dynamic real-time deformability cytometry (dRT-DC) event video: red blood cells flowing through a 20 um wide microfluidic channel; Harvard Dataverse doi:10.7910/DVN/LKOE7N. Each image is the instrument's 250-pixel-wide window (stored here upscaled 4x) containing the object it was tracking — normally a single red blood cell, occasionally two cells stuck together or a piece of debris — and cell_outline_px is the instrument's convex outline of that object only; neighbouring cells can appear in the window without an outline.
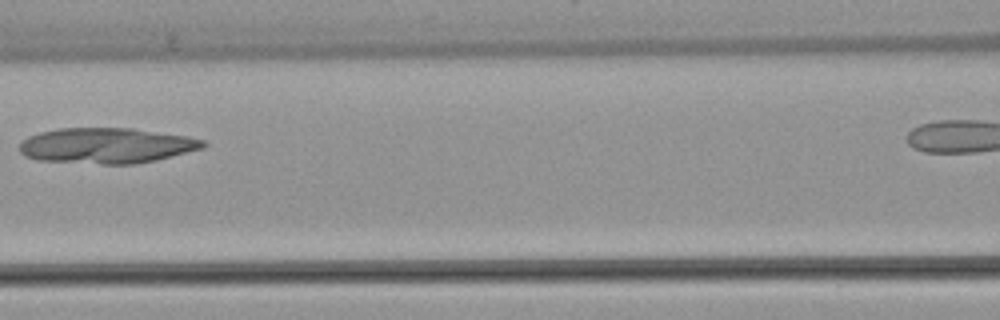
{"species": "common noctule bat (a hibernating species)", "species_latin": "Nyctalus noctula", "temperature_condition": "warm", "stored_images_in_passage": 5, "segment_of_instrument_passage": [1, 2], "camera_frame_rate_fps": 3000, "um_per_image_px": 0.085, "animal": {"sex": "female", "body_mass_g": 22.7, "forearm_length_mm": 54.2}, "frame": {"image": 1, "passage_image": 4, "time_ms": 4.333, "image_size_px": [1000, 320], "cell_outline_px": [[208, 144], [204, 148], [156, 160], [136, 164], [100, 164], [36, 160], [24, 156], [20, 152], [20, 144], [28, 136], [40, 132], [56, 128], [132, 128], [188, 136], [204, 140]], "centroid_in_image_um": [9.06, 12.38], "position_along_channel_um": 157.5, "area_um2": 38.26}}